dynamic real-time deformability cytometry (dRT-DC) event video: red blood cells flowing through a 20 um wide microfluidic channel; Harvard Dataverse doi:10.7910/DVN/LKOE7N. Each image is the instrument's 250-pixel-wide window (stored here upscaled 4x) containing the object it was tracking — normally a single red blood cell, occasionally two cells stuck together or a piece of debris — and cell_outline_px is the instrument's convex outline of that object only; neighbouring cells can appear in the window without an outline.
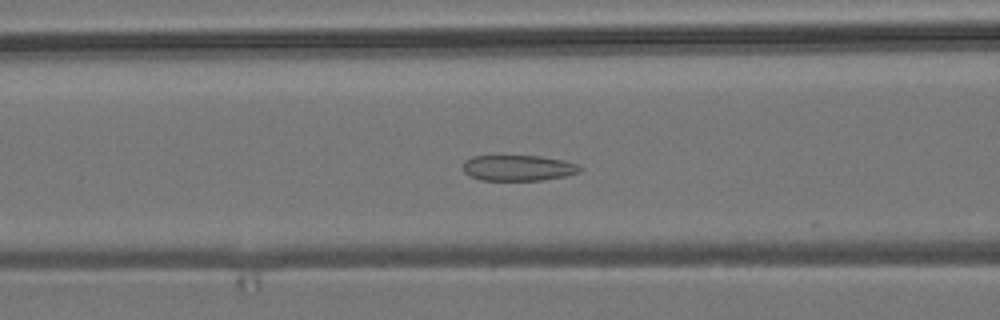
{"species": "common noctule bat (a hibernating species)", "species_latin": "Nyctalus noctula", "temperature_condition": "room temperature", "stored_images_in_passage": 54, "camera_frame_rate_fps": 3000, "um_per_image_px": 0.085, "animal": {"sex": "male", "body_mass_g": 19.2, "forearm_length_mm": 51.8}, "frame": {"image": 1, "passage_image": 22, "time_ms": 7.0, "image_size_px": [1000, 320], "cell_outline_px": [[580, 172], [568, 176], [540, 180], [480, 180], [468, 176], [464, 172], [464, 160], [472, 156], [540, 156], [564, 160], [576, 164], [580, 168]], "centroid_in_image_um": [44.03, 14.28], "position_along_channel_um": 122.6, "area_um2": 17.57}}
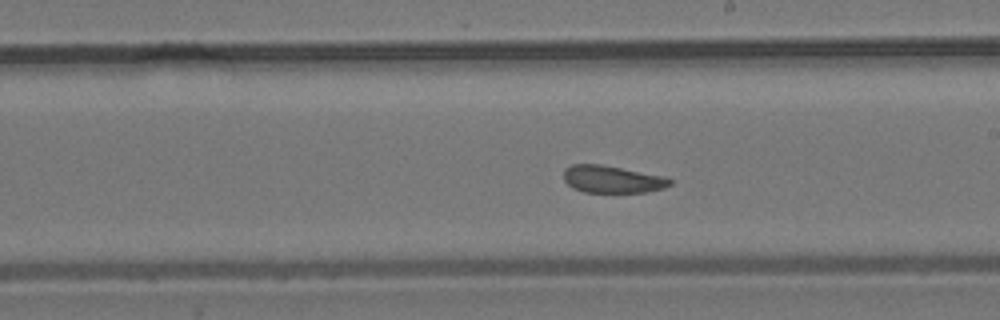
{"frame": {"image": 2, "passage_image": 31, "time_ms": 10.0, "image_size_px": [1000, 320], "cell_outline_px": [[672, 184], [664, 188], [644, 192], [584, 192], [572, 188], [564, 180], [564, 168], [572, 164], [600, 164], [664, 176], [672, 180]], "centroid_in_image_um": [52.02, 15.23], "position_along_channel_um": 237.0, "area_um2": 16.88}}
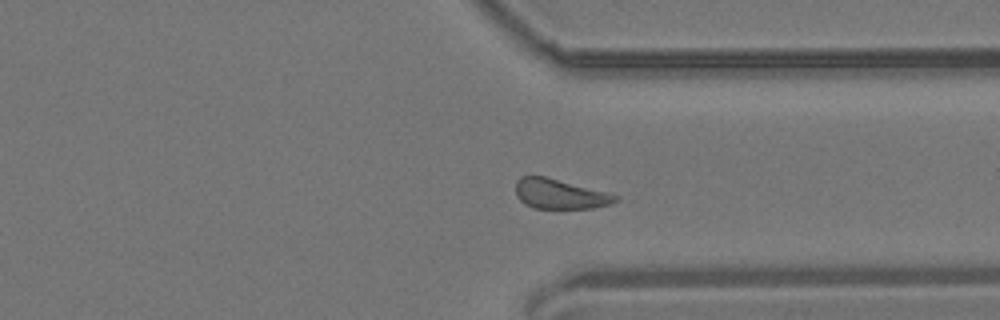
{"frame": {"image": 3, "passage_image": 41, "time_ms": 13.333, "image_size_px": [1000, 320], "cell_outline_px": [[620, 200], [612, 204], [592, 208], [532, 208], [524, 204], [516, 196], [516, 180], [520, 176], [544, 176], [620, 196]], "centroid_in_image_um": [47.57, 16.5], "position_along_channel_um": 363.8, "area_um2": 17.28}, "authors_computed_cell_mechanics": {"area_um2": 18.1781, "velocity_mm_per_s": 3.8166, "shape_relaxation_time_tau1_ms": null, "shape_relaxation_time_tau2_ms": 1.7235, "deformation_change_tau1": null, "deformation_change_tau2": 0.0742}}